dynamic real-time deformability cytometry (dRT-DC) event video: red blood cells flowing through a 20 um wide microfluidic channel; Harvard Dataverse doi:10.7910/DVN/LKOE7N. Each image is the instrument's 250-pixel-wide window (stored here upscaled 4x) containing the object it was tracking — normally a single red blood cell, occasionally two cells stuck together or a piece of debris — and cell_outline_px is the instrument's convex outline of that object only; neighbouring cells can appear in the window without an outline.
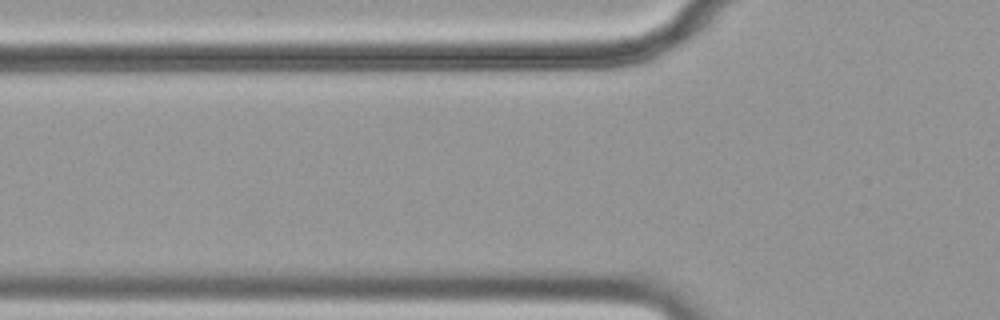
{"species": "common noctule bat (a hibernating species)", "species_latin": "Nyctalus noctula", "temperature_condition": "cold", "stored_images_in_passage": 3, "camera_frame_rate_fps": 3000, "um_per_image_px": 0.085, "animal": {"sex": "female", "body_mass_g": 19.9}, "frame": {"image": 1, "passage_image": 2, "time_ms": 0.333, "image_size_px": [1000, 320], "cell_outline_px": [[628, 64], [596, 68], [492, 68], [516, 56], [624, 52], [628, 52]], "centroid_in_image_um": [48.22, 5.18], "position_along_channel_um": 77.6, "area_um2": 11.96}}